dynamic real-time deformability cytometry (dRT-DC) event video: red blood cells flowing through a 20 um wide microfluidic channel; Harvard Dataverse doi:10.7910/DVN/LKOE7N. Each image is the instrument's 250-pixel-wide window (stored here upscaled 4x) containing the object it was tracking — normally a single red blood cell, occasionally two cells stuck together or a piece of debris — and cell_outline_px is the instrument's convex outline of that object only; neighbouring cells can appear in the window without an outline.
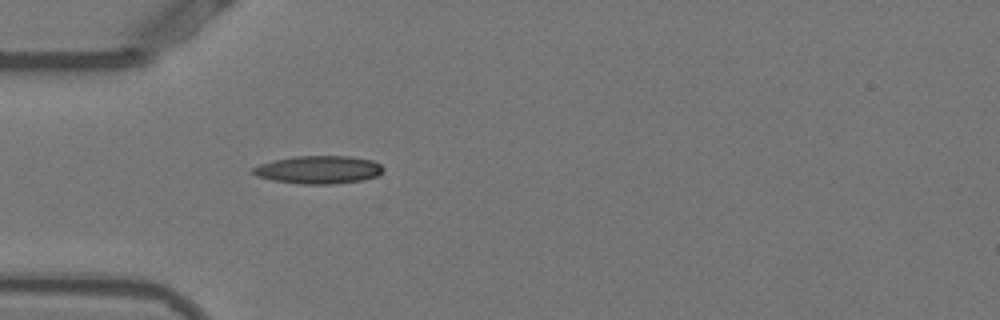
{"species": "Egyptian fruit bat (a non-hibernating species)", "species_latin": "Rousettus aegyptiacus", "temperature_condition": "warm", "stored_images_in_passage": 38, "camera_frame_rate_fps": 3000, "um_per_image_px": 0.085, "animal": {"sex": "female"}, "frame": {"image": 1, "passage_image": 1, "time_ms": 0.0, "image_size_px": [1000, 320], "cell_outline_px": [[384, 172], [376, 176], [364, 180], [332, 184], [300, 184], [272, 180], [256, 176], [252, 172], [252, 168], [260, 164], [292, 156], [348, 156], [372, 160], [380, 164], [384, 168]], "centroid_in_image_um": [27.1, 14.43], "position_along_channel_um": 57.9, "area_um2": 21.27}}
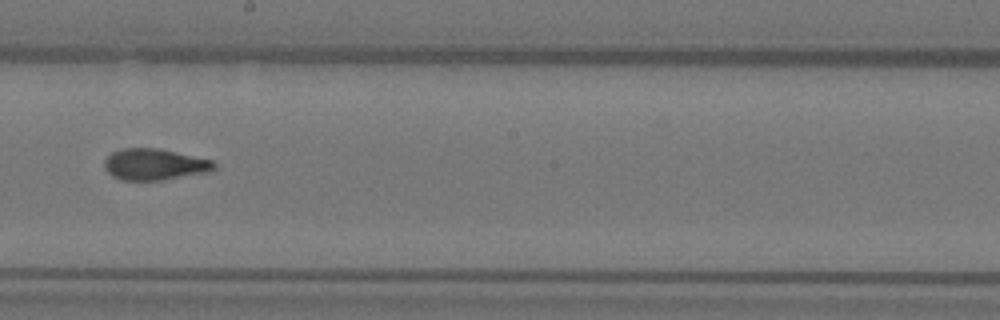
{"frame": {"image": 2, "passage_image": 15, "time_ms": 4.667, "image_size_px": [1000, 320], "cell_outline_px": [[216, 168], [208, 172], [160, 180], [120, 180], [112, 176], [104, 168], [104, 160], [112, 152], [120, 148], [160, 148], [212, 160], [216, 164]], "centroid_in_image_um": [13.11, 13.96], "position_along_channel_um": 235.1, "area_um2": 20.11}}
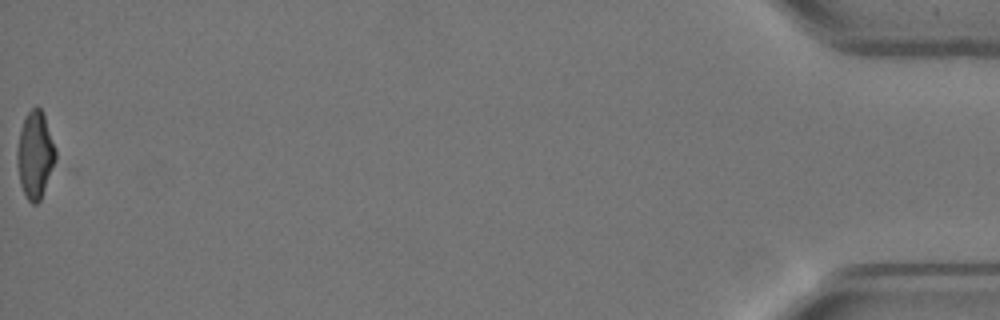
{"frame": {"image": 3, "passage_image": 38, "time_ms": 12.333, "image_size_px": [1000, 320], "cell_outline_px": [[56, 160], [40, 200], [36, 204], [32, 204], [28, 200], [20, 184], [16, 164], [16, 152], [20, 128], [24, 116], [36, 104], [40, 108], [44, 116], [56, 148]], "centroid_in_image_um": [2.96, 13.14], "position_along_channel_um": 432.2, "area_um2": 19.65}, "authors_computed_cell_mechanics": {"area_um2": 19.9699, "velocity_mm_per_s": 3.8732, "shape_relaxation_time_tau1_ms": 6.1484, "shape_relaxation_time_tau2_ms": 1.0902, "deformation_change_tau1": 0.2133, "deformation_change_tau2": 0.0827}}